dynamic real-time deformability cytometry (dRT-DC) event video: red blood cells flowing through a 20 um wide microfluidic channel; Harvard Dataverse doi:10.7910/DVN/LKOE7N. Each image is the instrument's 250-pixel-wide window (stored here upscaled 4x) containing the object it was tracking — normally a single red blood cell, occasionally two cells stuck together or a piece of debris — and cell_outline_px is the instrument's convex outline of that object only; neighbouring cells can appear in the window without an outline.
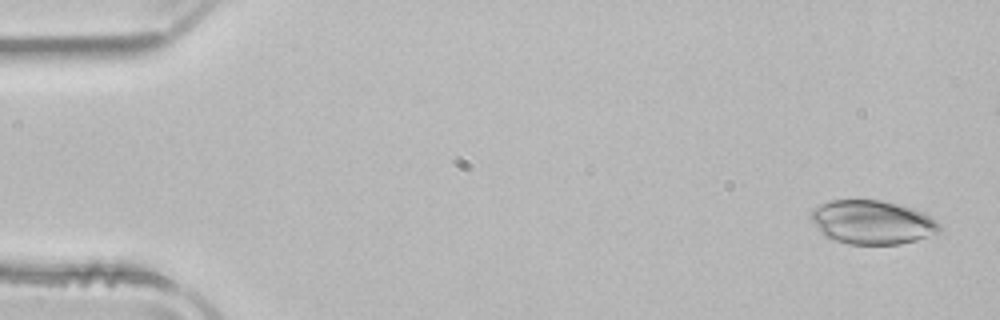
{"species": "common noctule bat (a hibernating species)", "species_latin": "Nyctalus noctula", "temperature_condition": "room temperature", "stored_images_in_passage": 52, "camera_frame_rate_fps": 3000, "um_per_image_px": 0.085, "animal": {"sex": "male", "body_mass_g": 21.5, "forearm_length_mm": 52.0}, "frame": {"image": 1, "passage_image": 2, "time_ms": 0.333, "image_size_px": [1000, 320], "cell_outline_px": [[940, 232], [936, 236], [900, 244], [848, 244], [824, 236], [820, 232], [808, 216], [808, 212], [812, 208], [820, 204], [832, 200], [880, 200], [912, 208], [924, 212], [936, 220], [940, 224]], "centroid_in_image_um": [74.15, 18.9], "position_along_channel_um": 10.9, "area_um2": 33.29}}
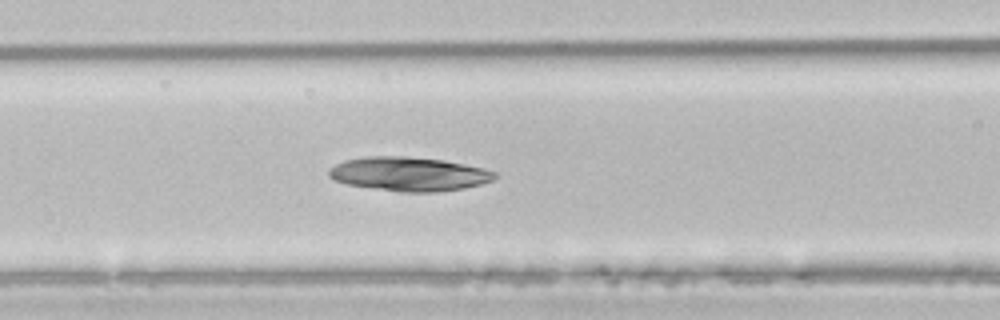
{"frame": {"image": 2, "passage_image": 21, "time_ms": 6.667, "image_size_px": [1000, 320], "cell_outline_px": [[500, 176], [492, 180], [480, 184], [464, 188], [436, 192], [400, 192], [348, 184], [332, 180], [328, 176], [328, 172], [336, 164], [344, 160], [364, 156], [404, 156], [444, 160], [484, 168], [496, 172]], "centroid_in_image_um": [34.77, 14.78], "position_along_channel_um": 131.8, "area_um2": 32.95}}
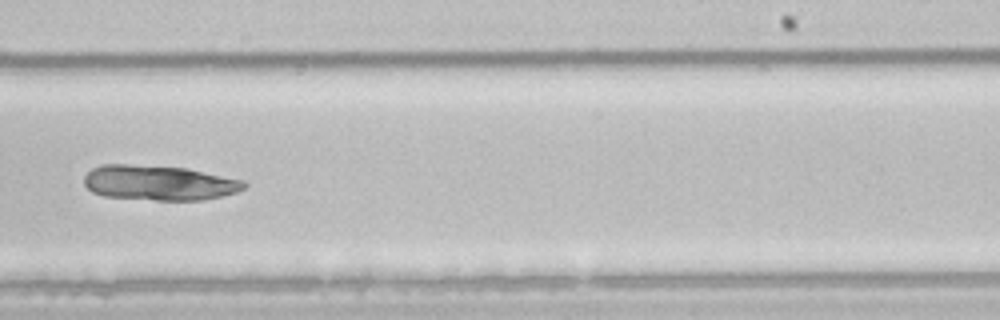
{"frame": {"image": 3, "passage_image": 32, "time_ms": 10.333, "image_size_px": [1000, 320], "cell_outline_px": [[248, 184], [244, 188], [236, 192], [204, 200], [156, 200], [104, 196], [92, 192], [84, 184], [84, 176], [92, 168], [104, 164], [128, 164], [188, 168], [244, 180]], "centroid_in_image_um": [13.52, 15.53], "position_along_channel_um": 275.5, "area_um2": 32.71}}